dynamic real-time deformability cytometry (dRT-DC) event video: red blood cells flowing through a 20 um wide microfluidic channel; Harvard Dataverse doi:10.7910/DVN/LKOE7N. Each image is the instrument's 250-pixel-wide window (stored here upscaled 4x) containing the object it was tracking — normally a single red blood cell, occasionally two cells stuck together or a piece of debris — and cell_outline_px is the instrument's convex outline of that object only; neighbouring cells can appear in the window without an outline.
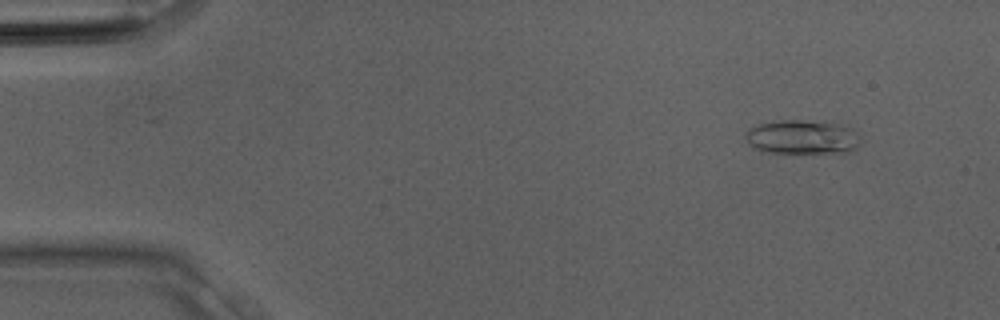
{"species": "Egyptian fruit bat (a non-hibernating species)", "species_latin": "Rousettus aegyptiacus", "temperature_condition": "room temperature", "stored_images_in_passage": 31, "camera_frame_rate_fps": 3000, "um_per_image_px": 0.085, "animal": {"sex": "male"}, "frame": {"image": 1, "passage_image": 2, "time_ms": 0.333, "image_size_px": [1000, 320], "cell_outline_px": [[860, 144], [852, 152], [768, 152], [756, 148], [744, 136], [744, 132], [760, 124], [780, 120], [824, 120], [852, 128], [860, 132]], "centroid_in_image_um": [68.3, 11.62], "position_along_channel_um": 16.7, "area_um2": 22.95}}
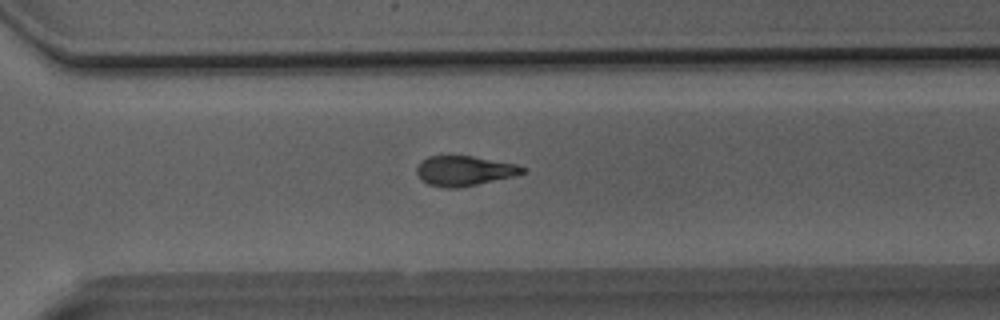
{"frame": {"image": 2, "passage_image": 22, "time_ms": 7.0, "image_size_px": [1000, 320], "cell_outline_px": [[528, 172], [512, 176], [460, 188], [444, 188], [428, 184], [420, 180], [416, 172], [416, 168], [428, 156], [472, 156], [516, 164], [528, 168]], "centroid_in_image_um": [39.48, 14.53], "position_along_channel_um": 331.1, "area_um2": 18.44}}
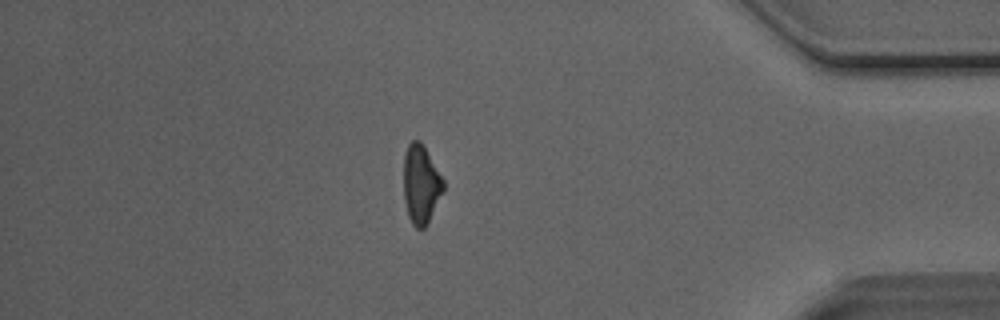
{"frame": {"image": 3, "passage_image": 27, "time_ms": 8.667, "image_size_px": [1000, 320], "cell_outline_px": [[444, 192], [424, 228], [416, 228], [412, 224], [408, 216], [404, 200], [404, 156], [408, 144], [412, 140], [420, 140], [444, 180]], "centroid_in_image_um": [35.78, 15.67], "position_along_channel_um": 399.4, "area_um2": 18.15}}